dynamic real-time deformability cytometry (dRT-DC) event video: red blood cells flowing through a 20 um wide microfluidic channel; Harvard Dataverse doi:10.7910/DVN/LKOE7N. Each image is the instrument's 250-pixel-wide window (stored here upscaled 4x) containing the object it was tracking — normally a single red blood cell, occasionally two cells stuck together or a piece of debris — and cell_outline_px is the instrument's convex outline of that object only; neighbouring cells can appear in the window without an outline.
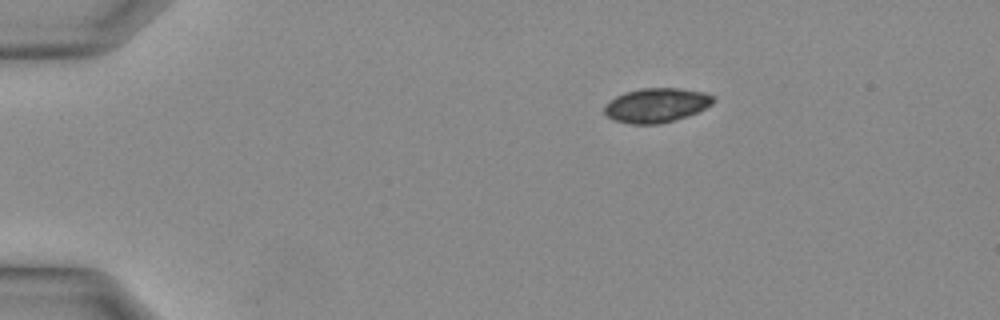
{"species": "Egyptian fruit bat (a non-hibernating species)", "species_latin": "Rousettus aegyptiacus", "temperature_condition": "warm", "stored_images_in_passage": 28, "camera_frame_rate_fps": 3000, "um_per_image_px": 0.085, "animal": {"sex": "female"}, "frame": {"image": 1, "passage_image": 1, "time_ms": 0.0, "image_size_px": [1000, 320], "cell_outline_px": [[716, 100], [712, 104], [696, 112], [672, 120], [656, 124], [632, 124], [616, 120], [608, 116], [604, 112], [604, 108], [616, 96], [624, 92], [640, 88], [676, 88], [704, 92], [712, 96]], "centroid_in_image_um": [55.79, 8.93], "position_along_channel_um": 29.2, "area_um2": 21.33}}
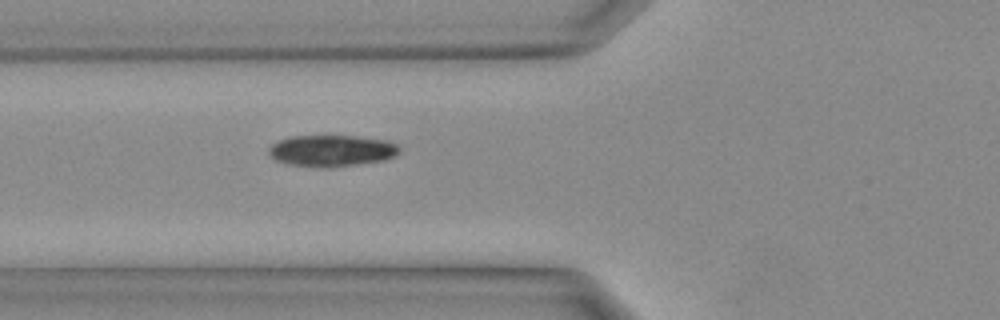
{"frame": {"image": 2, "passage_image": 8, "time_ms": 2.333, "image_size_px": [1000, 320], "cell_outline_px": [[400, 152], [384, 160], [328, 168], [320, 168], [288, 164], [276, 160], [268, 152], [268, 148], [276, 140], [288, 136], [356, 136], [384, 140], [396, 144], [400, 148]], "centroid_in_image_um": [28.14, 12.81], "position_along_channel_um": 97.7, "area_um2": 23.99}}
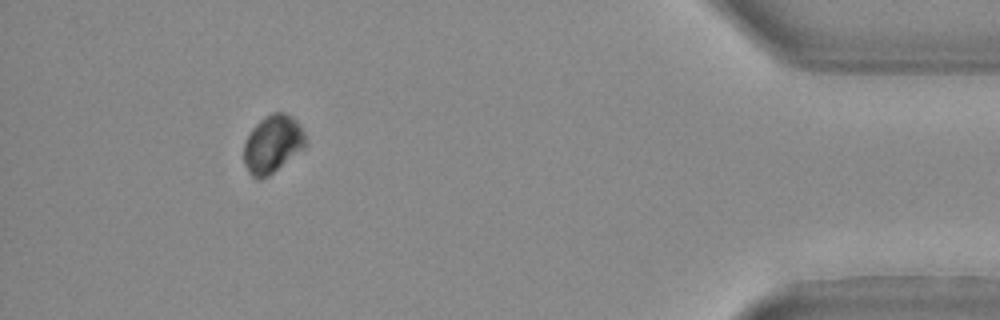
{"frame": {"image": 3, "passage_image": 26, "time_ms": 8.333, "image_size_px": [1000, 320], "cell_outline_px": [[304, 144], [300, 148], [268, 176], [252, 176], [248, 172], [244, 164], [244, 144], [252, 128], [260, 120], [272, 112], [284, 112], [292, 116], [296, 120], [304, 132]], "centroid_in_image_um": [23.12, 12.19], "position_along_channel_um": 412.1, "area_um2": 19.83}}